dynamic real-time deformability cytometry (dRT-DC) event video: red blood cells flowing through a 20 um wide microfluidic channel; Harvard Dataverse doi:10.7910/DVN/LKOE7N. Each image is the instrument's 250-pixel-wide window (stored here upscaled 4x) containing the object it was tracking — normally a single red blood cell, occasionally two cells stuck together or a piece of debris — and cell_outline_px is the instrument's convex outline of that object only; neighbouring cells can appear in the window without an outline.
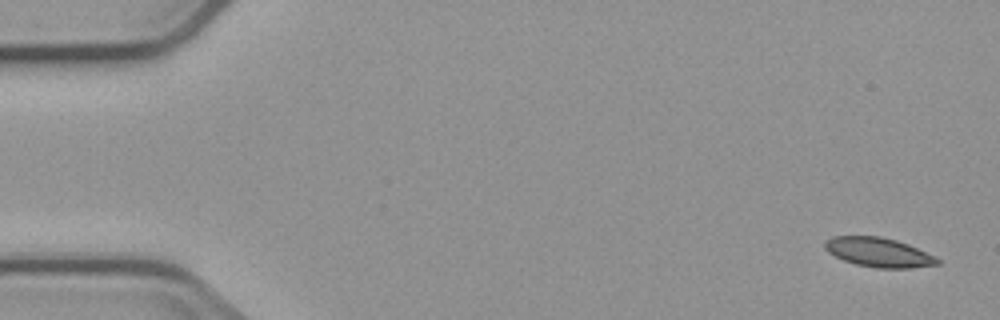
{"species": "common noctule bat (a hibernating species)", "species_latin": "Nyctalus noctula", "temperature_condition": "cold", "stored_images_in_passage": 5, "camera_frame_rate_fps": 3000, "um_per_image_px": 0.085, "animal": {"sex": "male", "body_mass_g": 23.1, "forearm_length_mm": 52.7}, "frame": {"image": 1, "passage_image": 1, "time_ms": 0.0, "image_size_px": [1000, 320], "cell_outline_px": [[940, 264], [908, 268], [876, 268], [856, 264], [844, 260], [828, 252], [824, 248], [824, 240], [832, 236], [880, 236], [896, 240], [908, 244], [936, 256], [940, 260]], "centroid_in_image_um": [74.68, 21.44], "position_along_channel_um": 10.3, "area_um2": 19.31}}
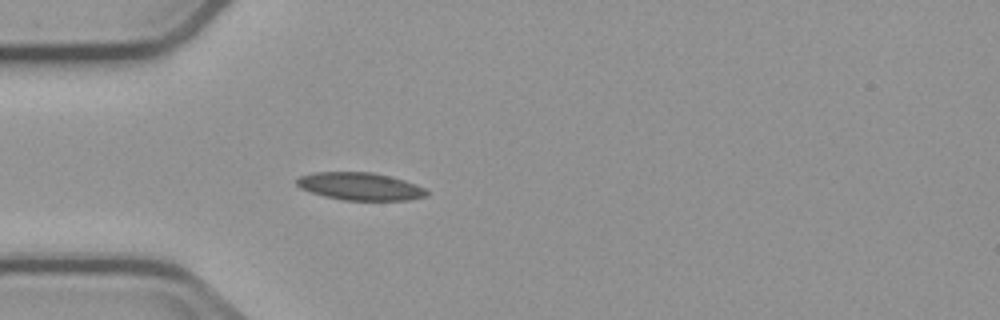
{"frame": {"image": 2, "passage_image": 5, "time_ms": 4.667, "image_size_px": [1000, 320], "cell_outline_px": [[428, 196], [408, 200], [344, 200], [324, 196], [300, 188], [296, 184], [296, 180], [300, 176], [316, 172], [372, 172], [404, 180], [416, 184], [424, 188], [428, 192]], "centroid_in_image_um": [30.62, 15.84], "position_along_channel_um": 54.4, "area_um2": 20.81}}